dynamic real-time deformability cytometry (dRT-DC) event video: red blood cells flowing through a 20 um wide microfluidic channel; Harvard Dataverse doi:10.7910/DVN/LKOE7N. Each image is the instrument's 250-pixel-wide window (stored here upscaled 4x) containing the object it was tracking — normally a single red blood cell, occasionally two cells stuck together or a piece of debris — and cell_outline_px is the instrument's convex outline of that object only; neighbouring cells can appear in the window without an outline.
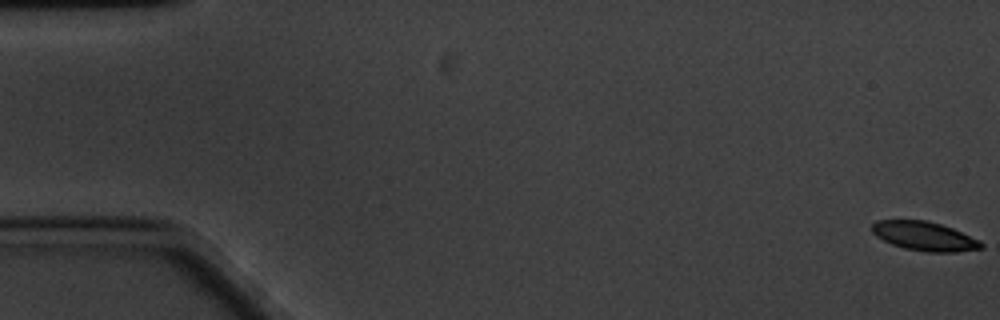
{"species": "common noctule bat (a hibernating species)", "species_latin": "Nyctalus noctula", "temperature_condition": "cold", "stored_images_in_passage": 61, "camera_frame_rate_fps": 3000, "um_per_image_px": 0.085, "animal": {"sex": "male", "body_mass_g": 20.1, "forearm_length_mm": 53.5}, "frame": {"image": 1, "passage_image": 1, "time_ms": 0.0, "image_size_px": [1000, 320], "cell_outline_px": [[984, 248], [956, 252], [924, 252], [904, 248], [892, 244], [876, 236], [872, 232], [872, 224], [876, 220], [924, 220], [940, 224], [952, 228], [980, 240], [984, 244]], "centroid_in_image_um": [78.59, 20.08], "position_along_channel_um": 6.4, "area_um2": 18.5}}
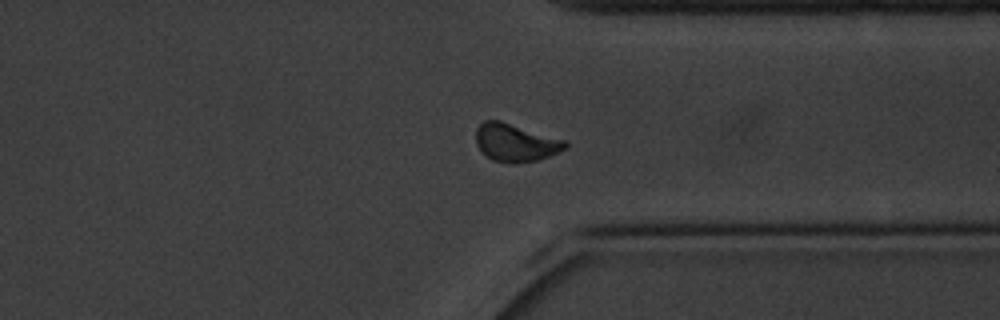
{"frame": {"image": 2, "passage_image": 47, "time_ms": 15.333, "image_size_px": [1000, 320], "cell_outline_px": [[568, 148], [548, 156], [536, 160], [512, 164], [508, 164], [492, 160], [476, 144], [476, 128], [484, 120], [500, 120], [568, 140]], "centroid_in_image_um": [43.85, 12.11], "position_along_channel_um": 367.5, "area_um2": 19.88}}
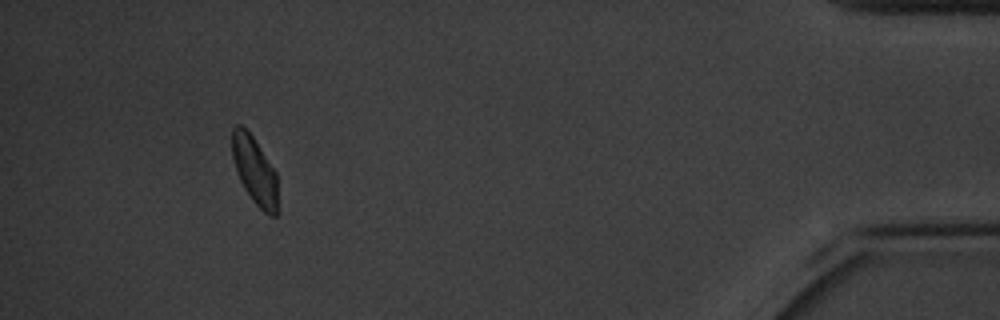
{"frame": {"image": 3, "passage_image": 57, "time_ms": 18.667, "image_size_px": [1000, 320], "cell_outline_px": [[276, 216], [268, 216], [252, 200], [244, 188], [236, 172], [232, 156], [232, 128], [236, 124], [240, 124], [252, 136], [276, 172]], "centroid_in_image_um": [21.61, 14.48], "position_along_channel_um": 413.6, "area_um2": 17.69}, "authors_computed_cell_mechanics": {"area_um2": 19.1318, "velocity_mm_per_s": 3.2814, "shape_relaxation_time_tau1_ms": null, "shape_relaxation_time_tau2_ms": 2.7672, "deformation_change_tau1": null, "deformation_change_tau2": 0.0744}}